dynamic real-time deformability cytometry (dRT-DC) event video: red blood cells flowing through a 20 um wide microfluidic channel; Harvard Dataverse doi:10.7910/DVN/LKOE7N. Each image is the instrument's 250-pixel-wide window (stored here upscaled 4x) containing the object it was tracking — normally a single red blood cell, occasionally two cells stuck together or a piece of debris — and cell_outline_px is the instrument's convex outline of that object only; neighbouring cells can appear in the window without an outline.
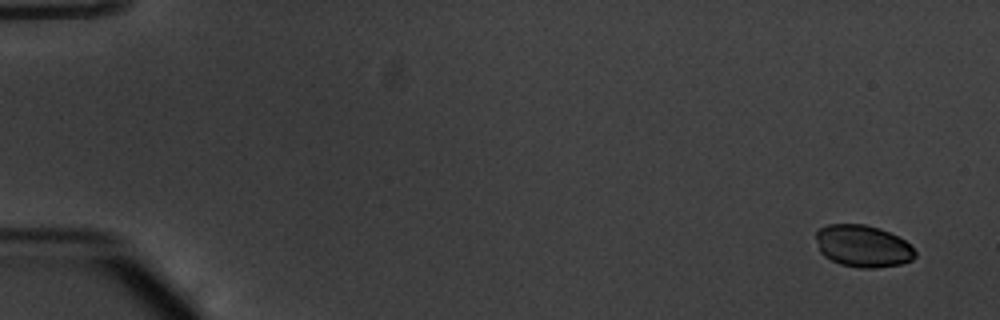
{"species": "common noctule bat (a hibernating species)", "species_latin": "Nyctalus noctula", "temperature_condition": "warm", "stored_images_in_passage": 10, "camera_frame_rate_fps": 3000, "um_per_image_px": 0.085, "animal": {"sex": "male", "body_mass_g": 20.1, "forearm_length_mm": 53.5}, "frame": {"image": 1, "passage_image": 1, "time_ms": 0.0, "image_size_px": [1000, 320], "cell_outline_px": [[916, 256], [912, 260], [900, 264], [876, 268], [860, 268], [840, 264], [824, 256], [820, 252], [816, 240], [816, 232], [820, 228], [828, 224], [864, 224], [880, 228], [904, 240], [916, 252]], "centroid_in_image_um": [73.33, 20.92], "position_along_channel_um": 11.7, "area_um2": 24.22}}